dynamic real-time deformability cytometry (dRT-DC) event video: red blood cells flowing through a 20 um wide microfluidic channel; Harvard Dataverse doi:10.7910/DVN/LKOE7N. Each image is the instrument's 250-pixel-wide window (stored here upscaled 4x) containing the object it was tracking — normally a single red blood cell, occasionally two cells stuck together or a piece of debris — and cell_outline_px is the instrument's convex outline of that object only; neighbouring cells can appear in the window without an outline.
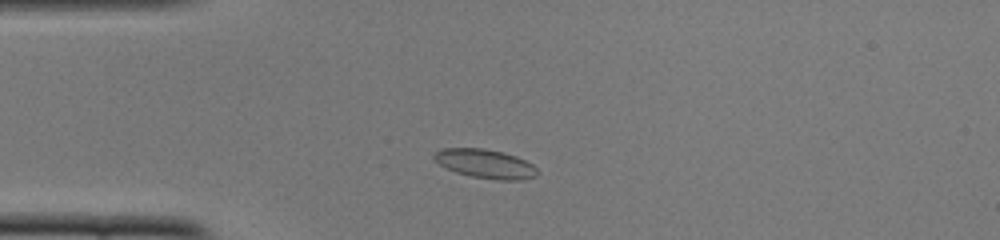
{"species": "common noctule bat (a hibernating species)", "species_latin": "Nyctalus noctula", "temperature_condition": "cold", "stored_images_in_passage": 46, "camera_frame_rate_fps": 3000, "um_per_image_px": 0.085, "animal": {"sex": "female", "body_mass_g": 22.0, "forearm_length_mm": 56.7}, "frame": {"image": 1, "passage_image": 7, "time_ms": 2.0, "image_size_px": [1000, 240], "cell_outline_px": [[540, 172], [536, 176], [520, 180], [500, 180], [472, 176], [456, 172], [440, 164], [432, 156], [436, 152], [444, 148], [484, 148], [504, 152], [516, 156], [532, 164]], "centroid_in_image_um": [41.29, 13.91], "position_along_channel_um": 43.7, "area_um2": 17.28}}
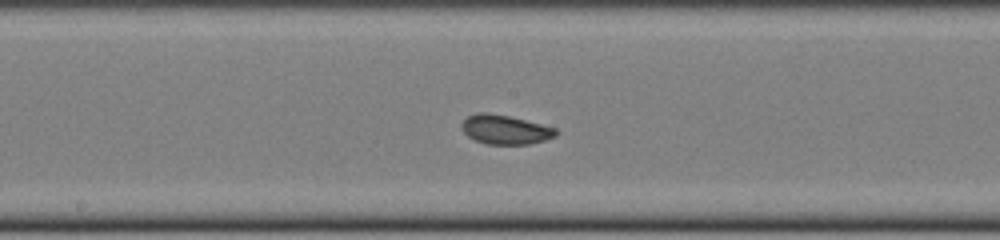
{"frame": {"image": 2, "passage_image": 21, "time_ms": 6.667, "image_size_px": [1000, 240], "cell_outline_px": [[560, 132], [556, 136], [544, 140], [528, 144], [488, 144], [476, 140], [468, 136], [460, 128], [460, 124], [468, 116], [476, 112], [488, 112], [508, 116], [556, 128]], "centroid_in_image_um": [42.92, 11.01], "position_along_channel_um": 205.3, "area_um2": 16.01}}
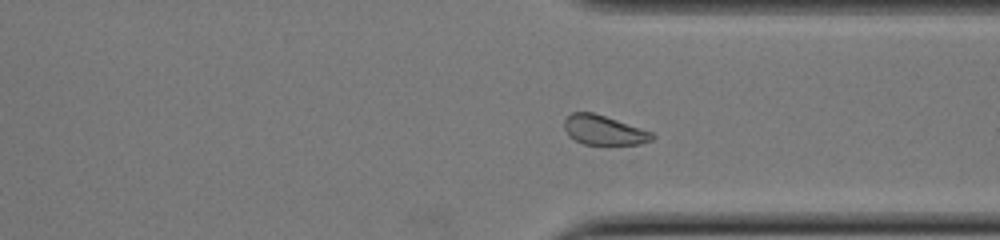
{"frame": {"image": 3, "passage_image": 33, "time_ms": 10.667, "image_size_px": [1000, 240], "cell_outline_px": [[656, 136], [652, 140], [640, 144], [584, 144], [568, 136], [564, 128], [564, 120], [572, 112], [592, 112], [652, 132]], "centroid_in_image_um": [51.31, 11.06], "position_along_channel_um": 360.1, "area_um2": 14.91}, "authors_computed_cell_mechanics": {"area_um2": 16.6464, "velocity_mm_per_s": 3.8499, "shape_relaxation_time_tau1_ms": null, "shape_relaxation_time_tau2_ms": 1.5769, "deformation_change_tau1": null, "deformation_change_tau2": 0.0509}}